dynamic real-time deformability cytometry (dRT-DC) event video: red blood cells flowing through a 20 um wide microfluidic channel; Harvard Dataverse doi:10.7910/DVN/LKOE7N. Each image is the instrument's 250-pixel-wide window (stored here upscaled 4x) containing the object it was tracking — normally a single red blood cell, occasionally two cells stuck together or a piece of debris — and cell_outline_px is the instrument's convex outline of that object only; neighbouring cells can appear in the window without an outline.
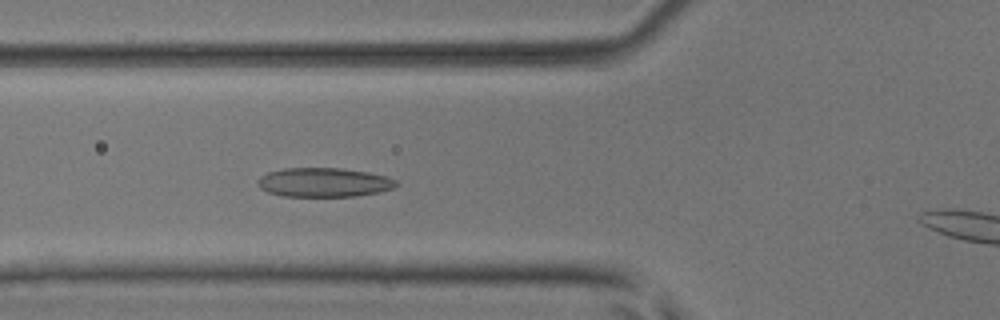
{"species": "common noctule bat (a hibernating species)", "species_latin": "Nyctalus noctula", "temperature_condition": "room temperature", "stored_images_in_passage": 33, "camera_frame_rate_fps": 3000, "um_per_image_px": 0.085, "animal": {"sex": "male", "body_mass_g": 17.9, "forearm_length_mm": 54.2}, "frame": {"image": 1, "passage_image": 7, "time_ms": 2.0, "image_size_px": [1000, 320], "cell_outline_px": [[400, 184], [392, 188], [380, 192], [356, 196], [284, 196], [268, 192], [260, 188], [256, 184], [260, 176], [268, 172], [284, 168], [340, 168], [368, 172], [388, 176], [396, 180]], "centroid_in_image_um": [27.55, 15.5], "position_along_channel_um": 98.3, "area_um2": 23.64}}
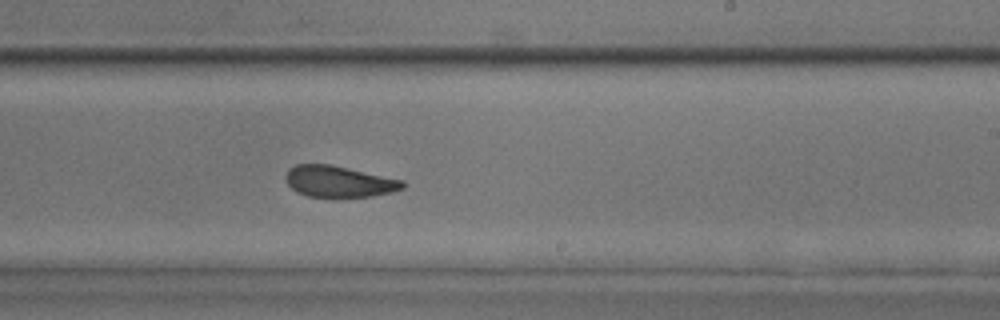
{"frame": {"image": 2, "passage_image": 19, "time_ms": 6.0, "image_size_px": [1000, 320], "cell_outline_px": [[404, 188], [392, 192], [372, 196], [340, 200], [332, 200], [308, 196], [296, 192], [284, 180], [284, 176], [288, 168], [296, 164], [328, 164], [348, 168], [404, 180]], "centroid_in_image_um": [28.77, 15.48], "position_along_channel_um": 260.2, "area_um2": 22.25}}
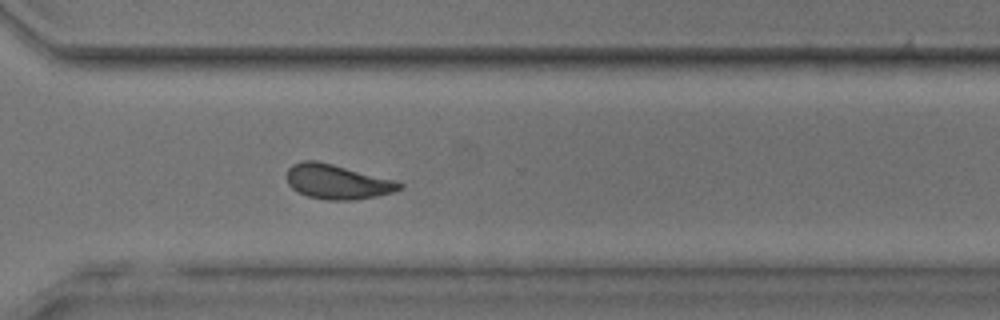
{"frame": {"image": 3, "passage_image": 25, "time_ms": 8.0, "image_size_px": [1000, 320], "cell_outline_px": [[404, 184], [400, 188], [392, 192], [376, 196], [352, 200], [328, 200], [308, 196], [292, 188], [288, 184], [284, 176], [288, 168], [292, 164], [304, 160], [316, 160], [396, 180]], "centroid_in_image_um": [28.62, 15.44], "position_along_channel_um": 342.0, "area_um2": 22.72}}